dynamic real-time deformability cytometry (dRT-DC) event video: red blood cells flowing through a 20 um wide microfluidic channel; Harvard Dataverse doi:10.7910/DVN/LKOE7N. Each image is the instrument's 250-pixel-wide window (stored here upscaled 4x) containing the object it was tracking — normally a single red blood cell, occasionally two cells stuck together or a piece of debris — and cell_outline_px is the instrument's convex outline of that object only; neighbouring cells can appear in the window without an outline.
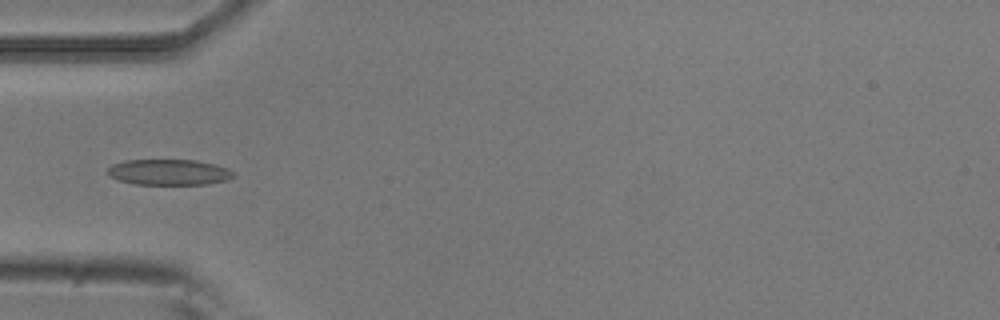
{"species": "common noctule bat (a hibernating species)", "species_latin": "Nyctalus noctula", "temperature_condition": "room temperature", "stored_images_in_passage": 8, "camera_frame_rate_fps": 3000, "um_per_image_px": 0.085, "animal": {"sex": "male", "body_mass_g": 20.5, "forearm_length_mm": 52.5}, "frame": {"image": 1, "passage_image": 4, "time_ms": 1.0, "image_size_px": [1000, 320], "cell_outline_px": [[236, 176], [228, 180], [208, 184], [136, 184], [120, 180], [108, 176], [104, 172], [112, 164], [124, 160], [196, 160], [216, 164], [228, 168], [236, 172]], "centroid_in_image_um": [14.39, 14.63], "position_along_channel_um": 70.6, "area_um2": 19.19}}
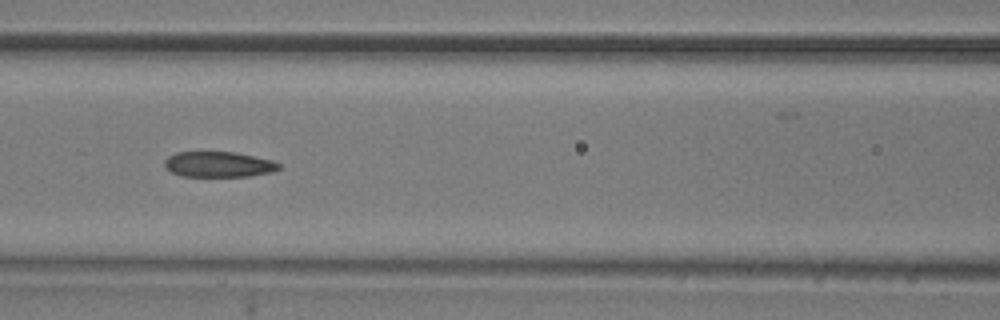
{"frame": {"image": 2, "passage_image": 6, "time_ms": 1.667, "image_size_px": [1000, 320], "cell_outline_px": [[280, 168], [272, 172], [248, 176], [180, 176], [164, 168], [164, 160], [168, 156], [176, 152], [236, 152], [272, 160], [280, 164]], "centroid_in_image_um": [18.55, 13.97], "position_along_channel_um": 148.1, "area_um2": 17.05}}
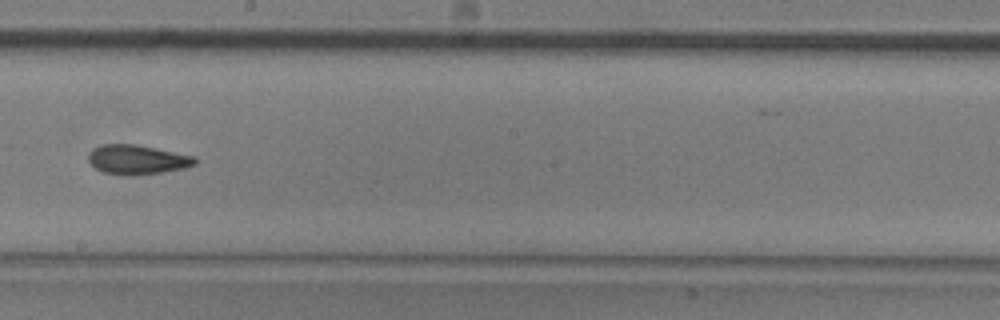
{"frame": {"image": 3, "passage_image": 8, "time_ms": 2.333, "image_size_px": [1000, 320], "cell_outline_px": [[196, 164], [184, 168], [136, 176], [124, 176], [104, 172], [96, 168], [88, 160], [88, 156], [100, 144], [136, 144], [196, 156]], "centroid_in_image_um": [11.69, 13.57], "position_along_channel_um": 236.5, "area_um2": 18.26}}